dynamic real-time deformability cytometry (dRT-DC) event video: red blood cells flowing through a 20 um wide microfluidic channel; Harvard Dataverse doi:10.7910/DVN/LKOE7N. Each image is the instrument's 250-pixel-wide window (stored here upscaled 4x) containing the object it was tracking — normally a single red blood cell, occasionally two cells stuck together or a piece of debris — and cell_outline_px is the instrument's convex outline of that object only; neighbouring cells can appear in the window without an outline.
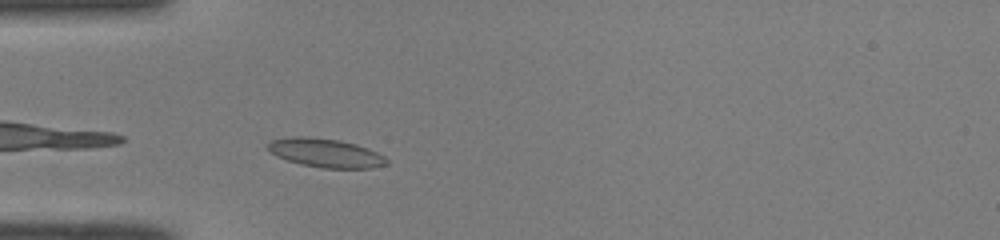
{"species": "common noctule bat (a hibernating species)", "species_latin": "Nyctalus noctula", "temperature_condition": "room temperature", "stored_images_in_passage": 27, "camera_frame_rate_fps": 3000, "um_per_image_px": 0.085, "animal": {"sex": "male", "body_mass_g": 19.0, "forearm_length_mm": 50.8}, "frame": {"image": 1, "passage_image": 2, "time_ms": 0.333, "image_size_px": [1000, 240], "cell_outline_px": [[388, 164], [372, 168], [320, 168], [300, 164], [276, 156], [268, 152], [264, 148], [272, 140], [296, 136], [308, 136], [340, 140], [356, 144], [368, 148], [384, 156], [388, 160]], "centroid_in_image_um": [27.65, 13.0], "position_along_channel_um": 57.4, "area_um2": 20.11}}
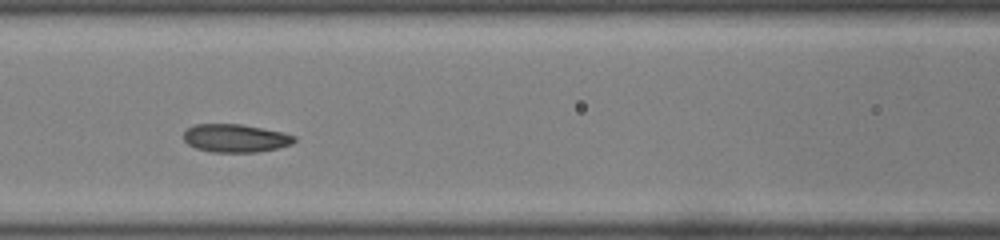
{"frame": {"image": 2, "passage_image": 9, "time_ms": 2.667, "image_size_px": [1000, 240], "cell_outline_px": [[296, 140], [292, 144], [276, 148], [256, 152], [212, 152], [196, 148], [188, 144], [184, 140], [184, 132], [188, 128], [196, 124], [240, 124], [284, 132], [296, 136]], "centroid_in_image_um": [20.03, 11.74], "position_along_channel_um": 146.6, "area_um2": 18.09}}
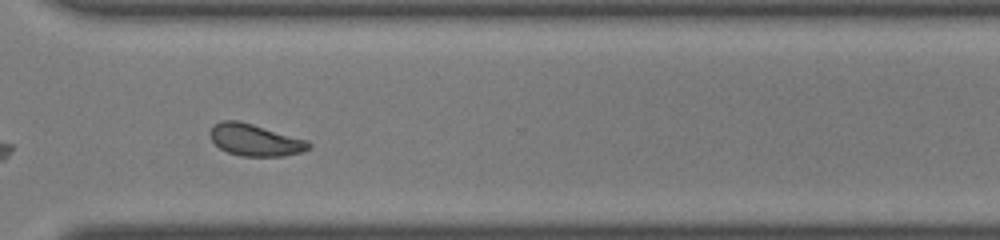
{"frame": {"image": 3, "passage_image": 24, "time_ms": 7.667, "image_size_px": [1000, 240], "cell_outline_px": [[312, 148], [300, 152], [284, 156], [240, 156], [228, 152], [220, 148], [208, 136], [208, 132], [220, 120], [236, 120], [252, 124], [308, 140], [312, 144]], "centroid_in_image_um": [21.69, 11.9], "position_along_channel_um": 348.9, "area_um2": 18.32}, "authors_computed_cell_mechanics": {"area_um2": 18.3226, "velocity_mm_per_s": 4.0494, "shape_relaxation_time_tau1_ms": null, "shape_relaxation_time_tau2_ms": 2.2854, "deformation_change_tau1": null, "deformation_change_tau2": 0.0638}}